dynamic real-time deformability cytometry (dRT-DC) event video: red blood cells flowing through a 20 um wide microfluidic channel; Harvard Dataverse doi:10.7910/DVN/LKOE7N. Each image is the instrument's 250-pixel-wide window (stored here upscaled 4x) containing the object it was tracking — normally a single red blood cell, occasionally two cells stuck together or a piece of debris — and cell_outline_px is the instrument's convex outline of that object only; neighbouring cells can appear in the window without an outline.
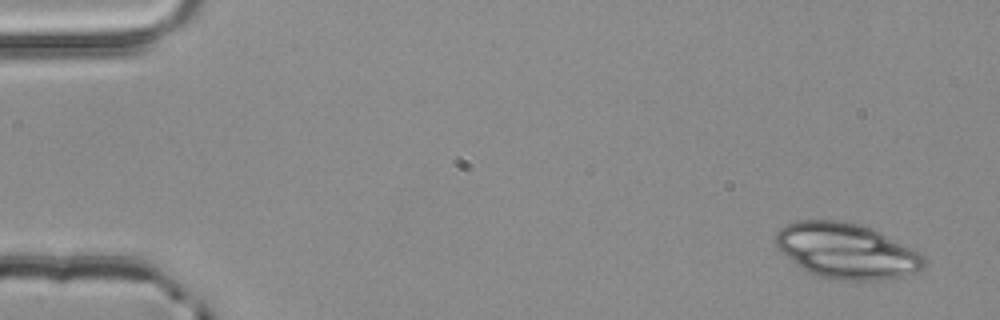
{"species": "common noctule bat (a hibernating species)", "species_latin": "Nyctalus noctula", "temperature_condition": "room temperature", "stored_images_in_passage": 4, "camera_frame_rate_fps": 3000, "um_per_image_px": 0.085, "animal": {"sex": "male", "body_mass_g": 20.4}, "frame": {"image": 1, "passage_image": 1, "time_ms": 0.0, "image_size_px": [1000, 320], "cell_outline_px": [[924, 268], [916, 272], [904, 276], [876, 280], [832, 280], [820, 276], [796, 264], [776, 244], [776, 232], [780, 228], [796, 220], [844, 220], [860, 224], [872, 228], [920, 252], [924, 256]], "centroid_in_image_um": [71.99, 21.31], "position_along_channel_um": 13.0, "area_um2": 47.57}}